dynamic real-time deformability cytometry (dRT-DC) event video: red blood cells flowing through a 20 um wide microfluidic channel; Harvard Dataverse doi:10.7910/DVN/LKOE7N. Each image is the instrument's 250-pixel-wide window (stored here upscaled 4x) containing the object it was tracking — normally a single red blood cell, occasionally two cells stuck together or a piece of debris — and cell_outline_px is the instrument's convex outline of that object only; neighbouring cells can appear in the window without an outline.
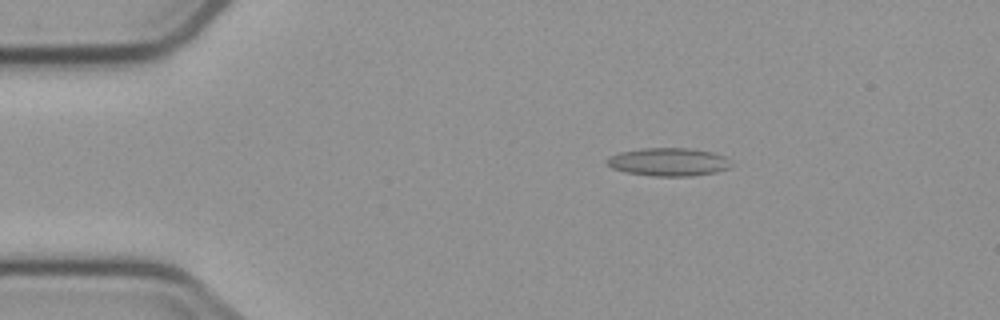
{"species": "common noctule bat (a hibernating species)", "species_latin": "Nyctalus noctula", "temperature_condition": "cold", "stored_images_in_passage": 5, "camera_frame_rate_fps": 3000, "um_per_image_px": 0.085, "animal": {"sex": "male", "body_mass_g": 23.1, "forearm_length_mm": 52.7}, "frame": {"image": 1, "passage_image": 3, "time_ms": 2.333, "image_size_px": [1000, 320], "cell_outline_px": [[732, 164], [728, 168], [716, 172], [692, 176], [652, 176], [624, 172], [612, 168], [604, 164], [604, 160], [620, 152], [644, 148], [688, 148], [712, 152], [724, 156]], "centroid_in_image_um": [56.78, 13.77], "position_along_channel_um": 28.2, "area_um2": 20.4}}
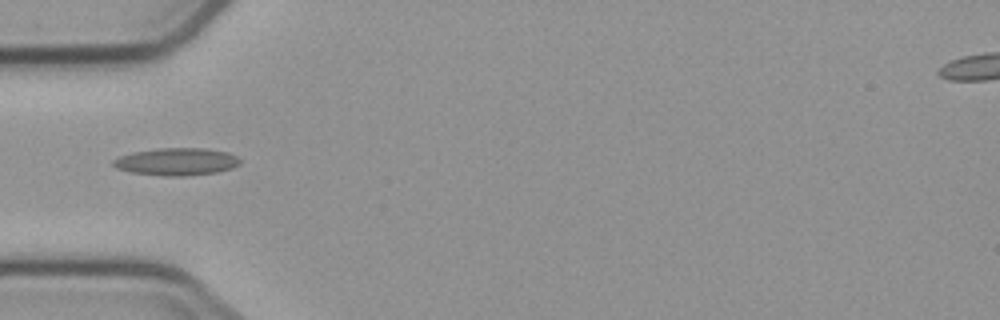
{"frame": {"image": 2, "passage_image": 5, "time_ms": 5.0, "image_size_px": [1000, 320], "cell_outline_px": [[240, 164], [232, 168], [216, 172], [184, 176], [164, 176], [132, 172], [116, 168], [112, 164], [112, 160], [120, 156], [136, 152], [160, 148], [204, 148], [228, 152], [236, 156], [240, 160]], "centroid_in_image_um": [15.02, 13.74], "position_along_channel_um": 70.0, "area_um2": 20.11}}